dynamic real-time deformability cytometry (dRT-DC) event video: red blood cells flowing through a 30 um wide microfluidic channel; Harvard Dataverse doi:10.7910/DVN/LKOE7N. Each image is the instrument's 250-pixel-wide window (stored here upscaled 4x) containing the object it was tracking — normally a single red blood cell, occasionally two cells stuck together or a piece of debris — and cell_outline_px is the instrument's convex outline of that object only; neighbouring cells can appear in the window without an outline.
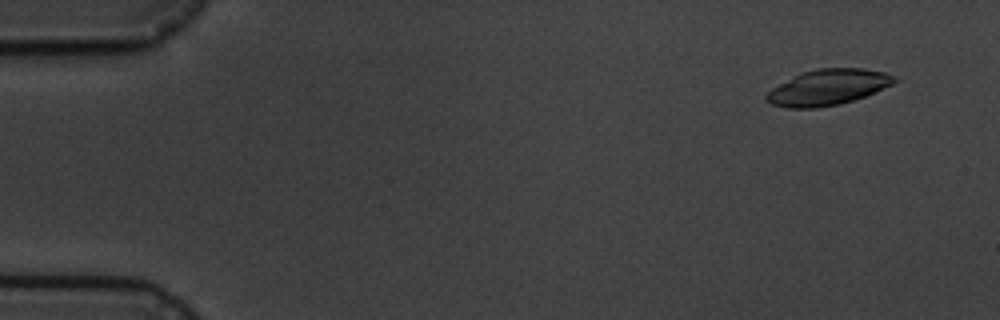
{"species": "common noctule bat (a hibernating species)", "species_latin": "Nyctalus noctula", "temperature_condition": "cold", "stored_images_in_passage": 6, "camera_frame_rate_fps": 3000, "um_per_image_px": 0.085, "animal": {"sex": "male", "body_mass_g": 19.5, "forearm_length_mm": 54.6}, "frame": {"image": 1, "passage_image": 1, "time_ms": 0.0, "image_size_px": [1000, 320], "cell_outline_px": [[896, 80], [892, 84], [876, 92], [840, 104], [816, 108], [788, 108], [772, 104], [764, 100], [764, 96], [772, 88], [804, 72], [816, 68], [864, 68], [884, 72], [896, 76]], "centroid_in_image_um": [70.38, 7.42], "position_along_channel_um": 14.6, "area_um2": 26.41}}
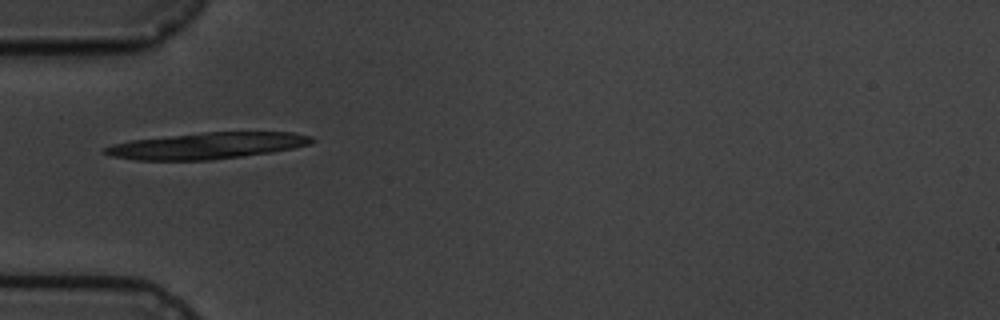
{"frame": {"image": 2, "passage_image": 5, "time_ms": 4.667, "image_size_px": [1000, 320], "cell_outline_px": [[316, 140], [312, 144], [272, 152], [212, 160], [136, 160], [112, 156], [100, 152], [100, 148], [112, 144], [128, 140], [204, 132], [292, 132], [312, 136]], "centroid_in_image_um": [17.56, 12.38], "position_along_channel_um": 67.4, "area_um2": 32.08}}
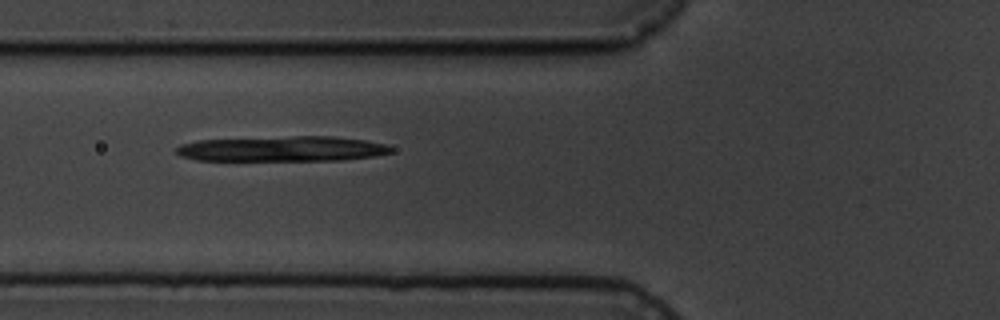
{"frame": {"image": 3, "passage_image": 6, "time_ms": 5.667, "image_size_px": [1000, 320], "cell_outline_px": [[392, 152], [376, 156], [340, 160], [196, 160], [180, 156], [176, 152], [176, 148], [180, 144], [196, 140], [292, 136], [332, 136], [364, 140], [384, 144], [392, 148]], "centroid_in_image_um": [23.96, 12.64], "position_along_channel_um": 101.8, "area_um2": 31.56}}